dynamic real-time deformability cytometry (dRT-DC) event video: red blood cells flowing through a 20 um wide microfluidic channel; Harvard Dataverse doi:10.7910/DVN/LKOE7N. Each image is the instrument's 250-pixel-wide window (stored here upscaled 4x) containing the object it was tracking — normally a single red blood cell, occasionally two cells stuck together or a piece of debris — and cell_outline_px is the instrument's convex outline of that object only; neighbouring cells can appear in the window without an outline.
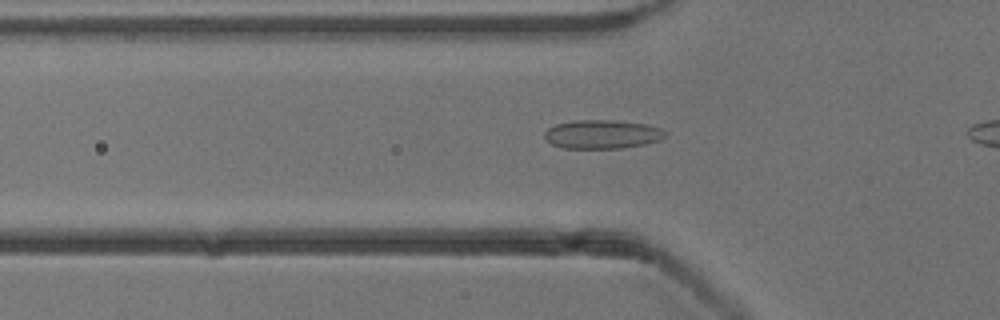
{"species": "common noctule bat (a hibernating species)", "species_latin": "Nyctalus noctula", "temperature_condition": "cold", "stored_images_in_passage": 38, "camera_frame_rate_fps": 3000, "um_per_image_px": 0.085, "animal": {"sex": "male", "body_mass_g": 13.3}, "frame": {"image": 1, "passage_image": 12, "time_ms": 3.667, "image_size_px": [1000, 320], "cell_outline_px": [[664, 136], [660, 140], [644, 144], [620, 148], [564, 148], [552, 144], [544, 136], [544, 132], [548, 128], [556, 124], [576, 120], [612, 120], [648, 124], [660, 128], [664, 132]], "centroid_in_image_um": [51.17, 11.41], "position_along_channel_um": 74.6, "area_um2": 20.06}}
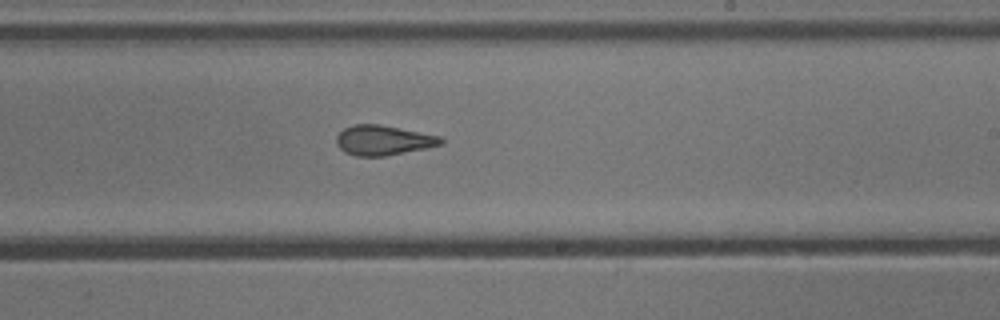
{"frame": {"image": 2, "passage_image": 26, "time_ms": 8.333, "image_size_px": [1000, 320], "cell_outline_px": [[444, 144], [384, 156], [356, 156], [344, 152], [336, 144], [336, 136], [344, 128], [352, 124], [380, 124], [440, 136], [444, 140]], "centroid_in_image_um": [32.55, 11.91], "position_along_channel_um": 256.5, "area_um2": 18.15}}
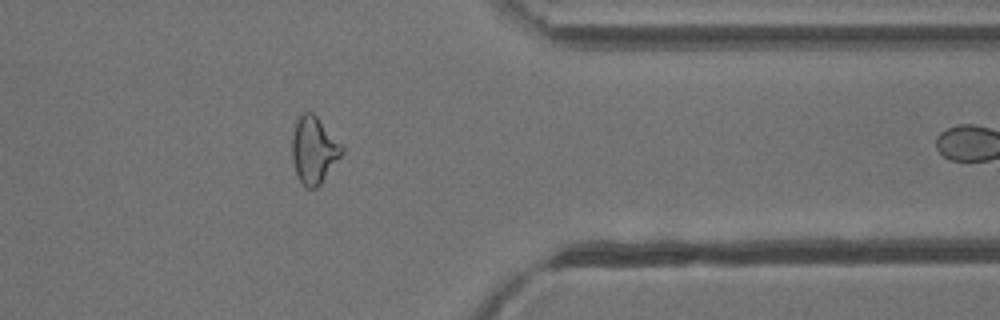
{"frame": {"image": 3, "passage_image": 37, "time_ms": 12.0, "image_size_px": [1000, 320], "cell_outline_px": [[344, 152], [320, 184], [316, 188], [308, 188], [296, 176], [292, 160], [292, 136], [296, 120], [304, 112], [312, 112], [316, 116], [344, 148]], "centroid_in_image_um": [26.66, 12.76], "position_along_channel_um": 384.7, "area_um2": 19.13}}